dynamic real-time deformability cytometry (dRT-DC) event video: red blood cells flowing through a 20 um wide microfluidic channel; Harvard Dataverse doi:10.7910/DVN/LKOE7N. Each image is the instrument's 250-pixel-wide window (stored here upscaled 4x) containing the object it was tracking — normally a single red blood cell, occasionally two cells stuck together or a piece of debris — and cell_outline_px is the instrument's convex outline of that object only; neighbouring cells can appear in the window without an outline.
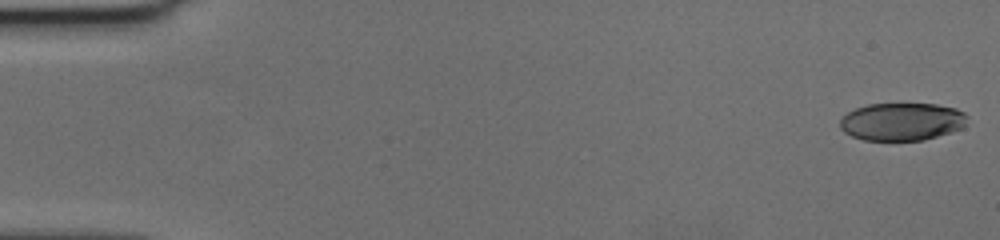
{"species": "human", "species_latin": "Homo sapiens", "temperature_condition": "cold", "stored_images_in_passage": 57, "camera_frame_rate_fps": 3000, "um_per_image_px": 0.085, "donor": {"sex": "female"}, "frame": {"image": 1, "passage_image": 1, "time_ms": 0.0, "image_size_px": [1000, 240], "cell_outline_px": [[968, 116], [964, 128], [952, 132], [924, 140], [864, 140], [852, 136], [844, 132], [840, 128], [840, 120], [848, 112], [856, 108], [868, 104], [936, 104], [956, 108], [964, 112]], "centroid_in_image_um": [76.7, 10.34], "position_along_channel_um": 8.3, "area_um2": 28.15}}
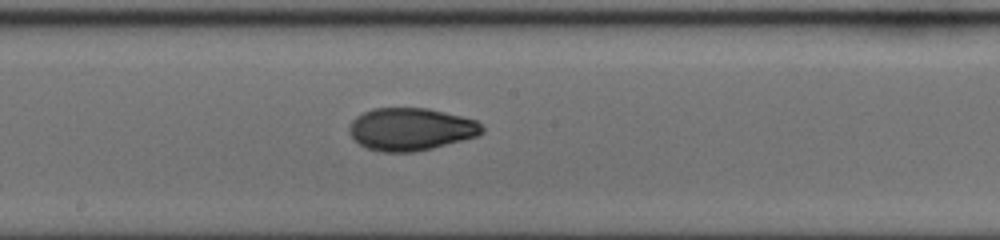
{"frame": {"image": 2, "passage_image": 31, "time_ms": 10.0, "image_size_px": [1000, 240], "cell_outline_px": [[484, 132], [476, 136], [432, 148], [416, 152], [380, 152], [368, 148], [360, 144], [348, 132], [348, 124], [356, 116], [372, 108], [428, 108], [476, 120], [484, 128]], "centroid_in_image_um": [34.89, 10.98], "position_along_channel_um": 213.3, "area_um2": 32.89}}
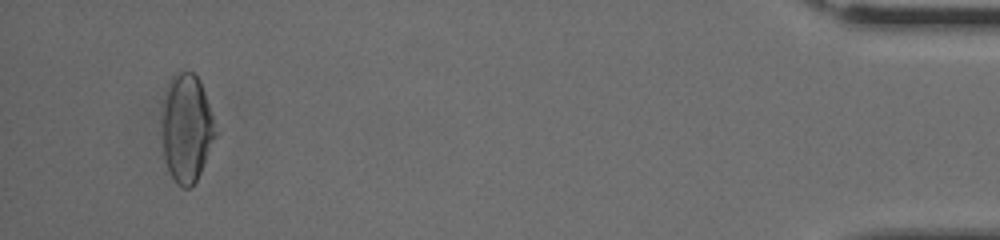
{"frame": {"image": 3, "passage_image": 54, "time_ms": 17.667, "image_size_px": [1000, 240], "cell_outline_px": [[216, 136], [200, 172], [196, 180], [188, 188], [184, 188], [176, 184], [168, 168], [164, 156], [160, 132], [160, 120], [168, 84], [172, 76], [176, 72], [192, 72], [200, 80], [212, 116], [216, 132]], "centroid_in_image_um": [15.82, 10.89], "position_along_channel_um": 419.4, "area_um2": 33.58}, "authors_computed_cell_mechanics": {"area_um2": 31.9634, "velocity_mm_per_s": 3.668, "shape_relaxation_time_tau1_ms": 6.149, "shape_relaxation_time_tau2_ms": 1.6613, "deformation_change_tau1": 0.21, "deformation_change_tau2": 0.0536}}